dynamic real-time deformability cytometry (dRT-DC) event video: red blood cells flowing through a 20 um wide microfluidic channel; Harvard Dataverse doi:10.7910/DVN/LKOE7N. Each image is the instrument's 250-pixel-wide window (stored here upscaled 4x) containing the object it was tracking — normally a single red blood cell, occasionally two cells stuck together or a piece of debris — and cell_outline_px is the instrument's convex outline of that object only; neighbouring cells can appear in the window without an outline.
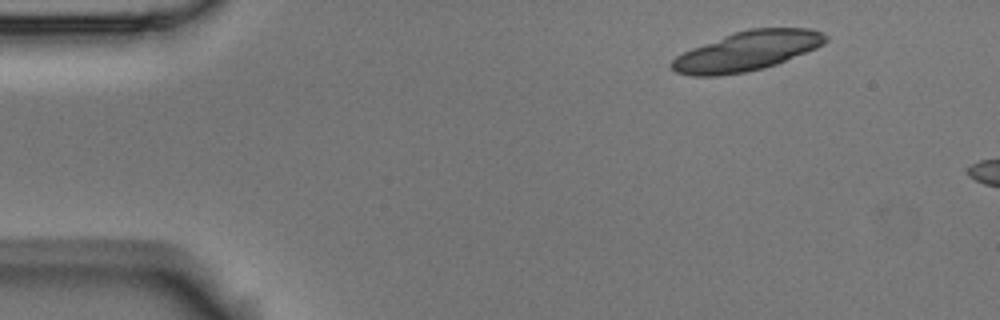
{"species": "Egyptian fruit bat (a non-hibernating species)", "species_latin": "Rousettus aegyptiacus", "temperature_condition": "room temperature", "stored_images_in_passage": 3, "camera_frame_rate_fps": 3000, "um_per_image_px": 0.085, "animal": {"sex": "male"}, "frame": {"image": 1, "passage_image": 1, "time_ms": 0.0, "image_size_px": [1000, 320], "cell_outline_px": [[828, 40], [824, 44], [816, 48], [776, 64], [764, 68], [744, 72], [720, 76], [692, 76], [676, 72], [668, 68], [668, 64], [676, 56], [692, 48], [724, 36], [748, 28], [812, 28], [824, 32], [828, 36]], "centroid_in_image_um": [63.5, 4.34], "position_along_channel_um": 21.5, "area_um2": 35.43}}